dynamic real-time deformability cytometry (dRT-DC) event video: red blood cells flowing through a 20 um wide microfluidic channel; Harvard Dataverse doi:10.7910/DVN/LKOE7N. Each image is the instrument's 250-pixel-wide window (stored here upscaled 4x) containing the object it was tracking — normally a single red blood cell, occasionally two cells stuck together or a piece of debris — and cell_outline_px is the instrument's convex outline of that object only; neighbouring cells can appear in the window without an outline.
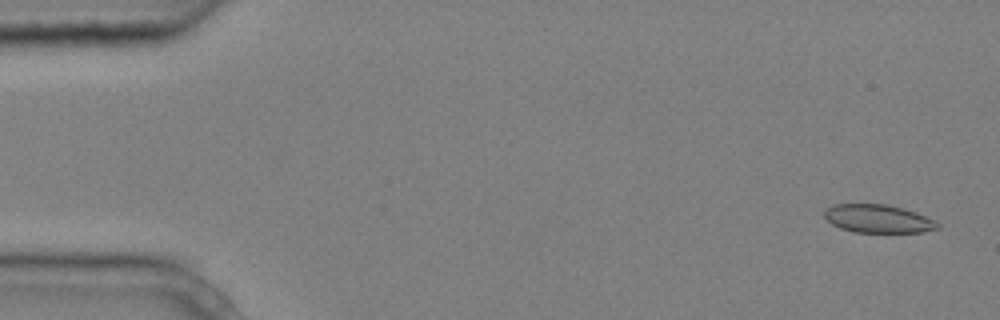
{"species": "common noctule bat (a hibernating species)", "species_latin": "Nyctalus noctula", "temperature_condition": "cold", "stored_images_in_passage": 7, "camera_frame_rate_fps": 3000, "um_per_image_px": 0.085, "animal": {"sex": "male", "body_mass_g": 20.4}, "frame": {"image": 1, "passage_image": 1, "time_ms": 0.0, "image_size_px": [1000, 320], "cell_outline_px": [[940, 228], [920, 232], [852, 232], [840, 228], [832, 224], [824, 216], [824, 212], [832, 204], [888, 204], [904, 208], [916, 212], [940, 224]], "centroid_in_image_um": [74.62, 18.59], "position_along_channel_um": 10.4, "area_um2": 18.55}}
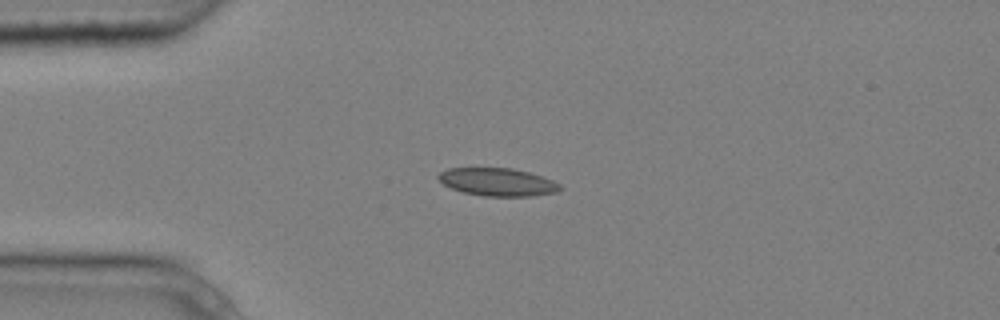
{"frame": {"image": 2, "passage_image": 4, "time_ms": 1.0, "image_size_px": [1000, 320], "cell_outline_px": [[564, 188], [556, 192], [532, 196], [484, 196], [464, 192], [452, 188], [444, 184], [436, 176], [440, 172], [448, 168], [512, 168], [528, 172], [552, 180], [560, 184]], "centroid_in_image_um": [42.31, 15.47], "position_along_channel_um": 42.7, "area_um2": 19.65}}
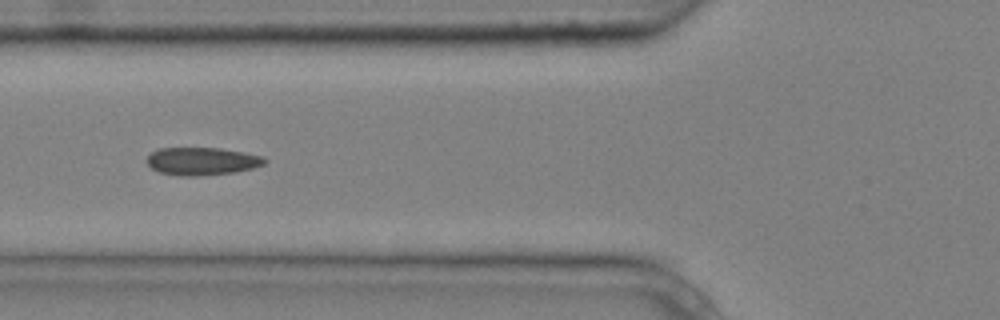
{"frame": {"image": 3, "passage_image": 6, "time_ms": 1.667, "image_size_px": [1000, 320], "cell_outline_px": [[268, 160], [264, 164], [252, 168], [236, 172], [196, 176], [180, 176], [160, 172], [152, 168], [148, 164], [148, 156], [152, 152], [160, 148], [220, 148], [260, 156]], "centroid_in_image_um": [17.16, 13.71], "position_along_channel_um": 108.6, "area_um2": 18.79}}